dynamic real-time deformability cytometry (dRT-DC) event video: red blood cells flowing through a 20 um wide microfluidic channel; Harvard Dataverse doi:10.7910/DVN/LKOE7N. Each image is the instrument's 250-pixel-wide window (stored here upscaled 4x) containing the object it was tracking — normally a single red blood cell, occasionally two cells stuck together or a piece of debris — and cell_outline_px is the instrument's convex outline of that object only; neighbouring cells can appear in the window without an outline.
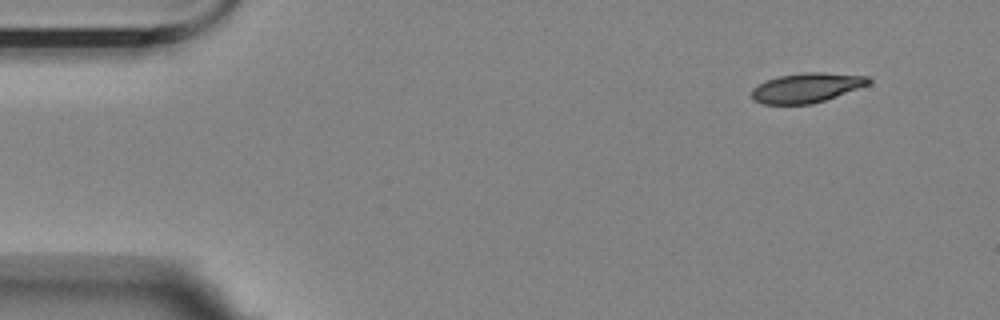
{"species": "Egyptian fruit bat (a non-hibernating species)", "species_latin": "Rousettus aegyptiacus", "temperature_condition": "room temperature", "stored_images_in_passage": 53, "camera_frame_rate_fps": 3000, "um_per_image_px": 0.085, "animal": {"sex": "female"}, "frame": {"image": 1, "passage_image": 1, "time_ms": 0.0, "image_size_px": [1000, 320], "cell_outline_px": [[872, 80], [868, 84], [836, 96], [812, 104], [764, 104], [752, 100], [752, 88], [768, 80], [780, 76], [804, 72], [820, 72], [868, 76]], "centroid_in_image_um": [68.54, 7.46], "position_along_channel_um": 16.5, "area_um2": 19.88}}
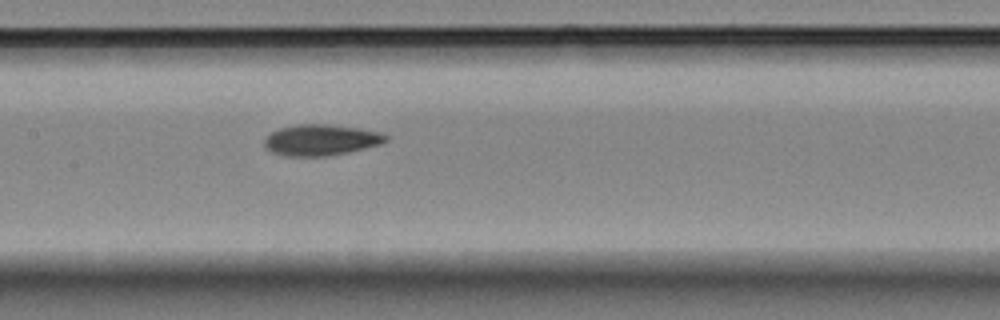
{"frame": {"image": 2, "passage_image": 23, "time_ms": 7.333, "image_size_px": [1000, 320], "cell_outline_px": [[388, 140], [380, 144], [348, 152], [324, 156], [284, 156], [272, 152], [264, 148], [264, 140], [272, 132], [280, 128], [296, 124], [328, 124], [360, 128], [380, 132], [388, 136]], "centroid_in_image_um": [27.27, 11.89], "position_along_channel_um": 180.1, "area_um2": 21.96}}
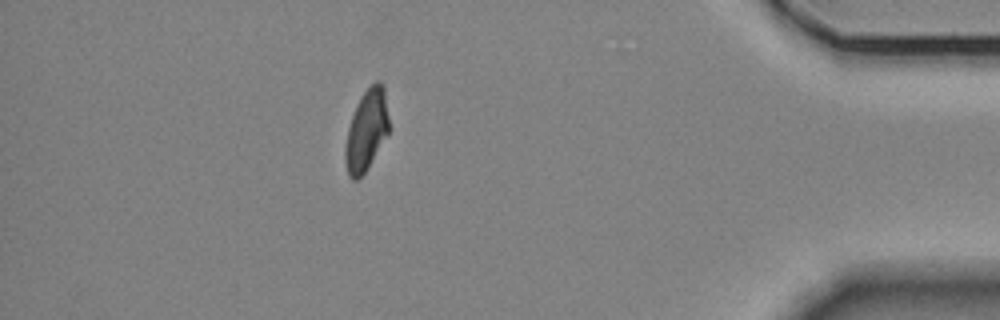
{"frame": {"image": 3, "passage_image": 46, "time_ms": 15.0, "image_size_px": [1000, 320], "cell_outline_px": [[388, 132], [364, 172], [356, 180], [352, 180], [348, 176], [344, 160], [344, 148], [348, 128], [356, 104], [360, 96], [376, 80], [380, 80], [384, 84], [388, 116]], "centroid_in_image_um": [31.12, 11.04], "position_along_channel_um": 404.1, "area_um2": 20.4}, "authors_computed_cell_mechanics": {"area_um2": 21.2126, "velocity_mm_per_s": 3.5116, "shape_relaxation_time_tau1_ms": 4.626, "shape_relaxation_time_tau2_ms": 3.7319, "deformation_change_tau1": 0.1498, "deformation_change_tau2": 0.0822}}